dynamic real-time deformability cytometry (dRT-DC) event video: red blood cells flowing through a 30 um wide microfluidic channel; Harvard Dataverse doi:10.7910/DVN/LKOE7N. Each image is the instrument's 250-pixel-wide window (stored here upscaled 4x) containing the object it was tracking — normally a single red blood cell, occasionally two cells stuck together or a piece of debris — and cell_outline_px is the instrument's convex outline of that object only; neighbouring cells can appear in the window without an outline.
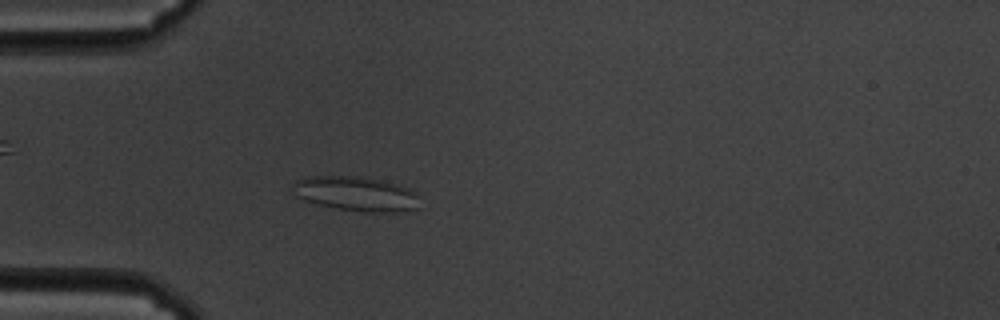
{"species": "common noctule bat (a hibernating species)", "species_latin": "Nyctalus noctula", "temperature_condition": "cold", "stored_images_in_passage": 59, "camera_frame_rate_fps": 3000, "um_per_image_px": 0.085, "animal": {"sex": "male", "body_mass_g": 19.5, "forearm_length_mm": 54.6}, "frame": {"image": 1, "passage_image": 17, "time_ms": 5.333, "image_size_px": [1000, 320], "cell_outline_px": [[420, 208], [400, 212], [360, 212], [320, 204], [304, 200], [296, 196], [292, 192], [292, 184], [296, 180], [304, 176], [364, 176], [396, 184], [408, 188], [420, 196]], "centroid_in_image_um": [30.29, 16.47], "position_along_channel_um": 54.7, "area_um2": 25.89}}
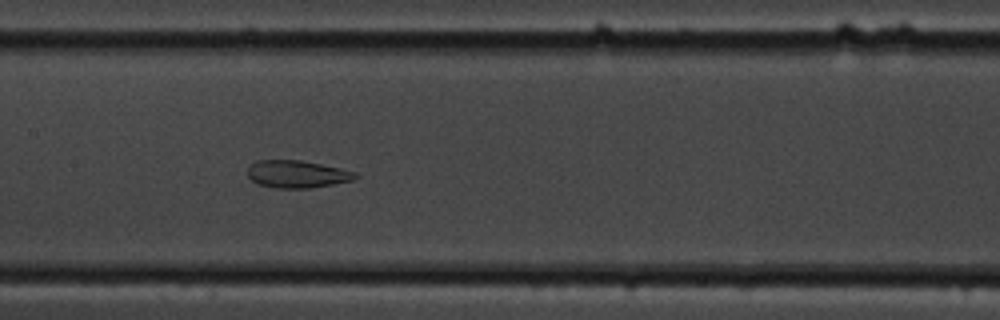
{"frame": {"image": 2, "passage_image": 29, "time_ms": 9.333, "image_size_px": [1000, 320], "cell_outline_px": [[360, 176], [352, 180], [312, 188], [276, 188], [256, 184], [248, 176], [248, 168], [256, 160], [300, 160], [340, 168], [356, 172]], "centroid_in_image_um": [25.24, 14.8], "position_along_channel_um": 182.2, "area_um2": 17.22}}
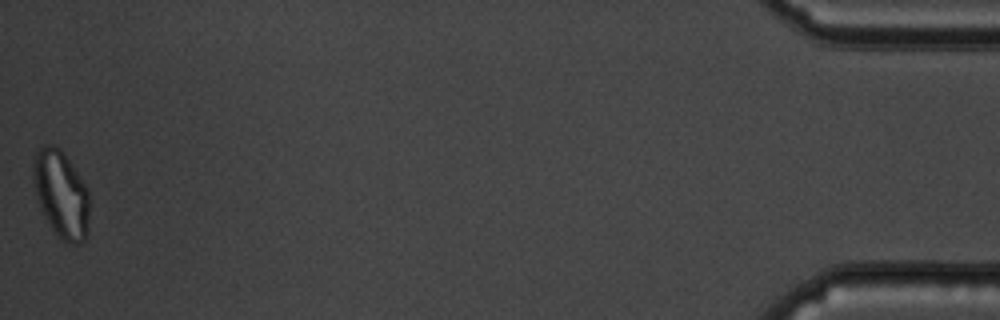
{"frame": {"image": 3, "passage_image": 59, "time_ms": 19.333, "image_size_px": [1000, 320], "cell_outline_px": [[88, 232], [84, 240], [80, 244], [68, 244], [56, 236], [40, 208], [32, 176], [32, 164], [36, 152], [44, 144], [52, 144], [60, 148], [88, 188]], "centroid_in_image_um": [5.19, 16.52], "position_along_channel_um": 430.0, "area_um2": 28.67}, "authors_computed_cell_mechanics": {"area_um2": 25.2586, "velocity_mm_per_s": 3.3818, "shape_relaxation_time_tau1_ms": null, "shape_relaxation_time_tau2_ms": 1.068, "deformation_change_tau1": null, "deformation_change_tau2": 0.0844}}